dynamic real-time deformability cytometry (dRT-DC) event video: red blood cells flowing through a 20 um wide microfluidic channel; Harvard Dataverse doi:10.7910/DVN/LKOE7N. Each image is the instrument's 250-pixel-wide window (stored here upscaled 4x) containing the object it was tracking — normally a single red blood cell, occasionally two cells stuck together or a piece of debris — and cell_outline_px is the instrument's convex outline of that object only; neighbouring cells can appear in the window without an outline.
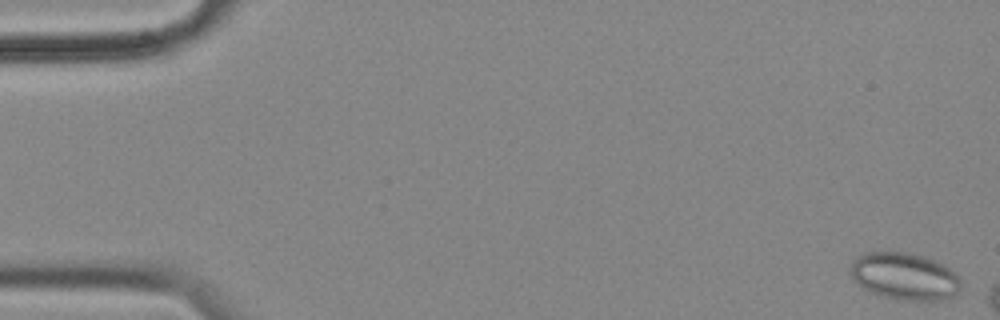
{"species": "common noctule bat (a hibernating species)", "species_latin": "Nyctalus noctula", "temperature_condition": "cold", "stored_images_in_passage": 3, "camera_frame_rate_fps": 3000, "um_per_image_px": 0.085, "animal": {"sex": "female", "body_mass_g": 18.4}, "frame": {"image": 1, "passage_image": 1, "time_ms": 0.0, "image_size_px": [1000, 320], "cell_outline_px": [[960, 288], [956, 296], [940, 300], [896, 300], [872, 292], [864, 288], [852, 276], [852, 260], [856, 256], [868, 252], [908, 252], [924, 256], [948, 268], [960, 280]], "centroid_in_image_um": [76.89, 23.49], "position_along_channel_um": 8.1, "area_um2": 29.94}}